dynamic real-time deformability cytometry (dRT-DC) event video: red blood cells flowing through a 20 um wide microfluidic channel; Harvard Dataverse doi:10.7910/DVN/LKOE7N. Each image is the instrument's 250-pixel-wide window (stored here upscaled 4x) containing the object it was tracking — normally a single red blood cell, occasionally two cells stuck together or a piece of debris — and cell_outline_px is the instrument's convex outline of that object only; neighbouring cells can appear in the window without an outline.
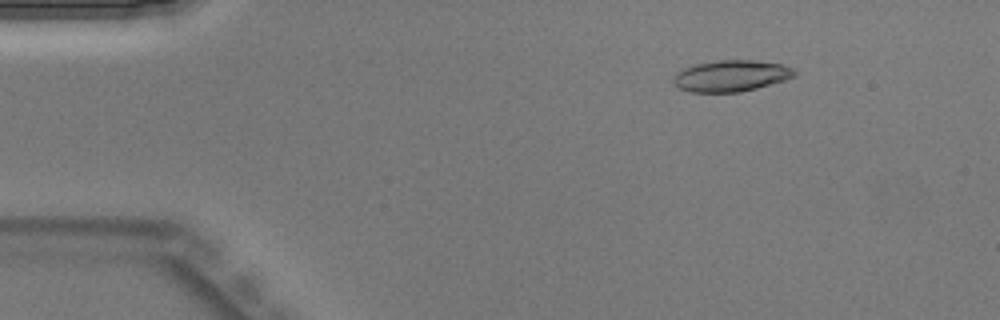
{"species": "Egyptian fruit bat (a non-hibernating species)", "species_latin": "Rousettus aegyptiacus", "temperature_condition": "warm", "stored_images_in_passage": 44, "camera_frame_rate_fps": 3000, "um_per_image_px": 0.085, "animal": {"sex": "male"}, "frame": {"image": 1, "passage_image": 6, "time_ms": 1.667, "image_size_px": [1000, 320], "cell_outline_px": [[796, 76], [784, 80], [756, 88], [740, 92], [692, 92], [680, 88], [672, 80], [684, 68], [696, 64], [716, 60], [752, 60], [780, 64], [792, 68], [796, 72]], "centroid_in_image_um": [62.17, 6.44], "position_along_channel_um": 22.8, "area_um2": 21.73}}
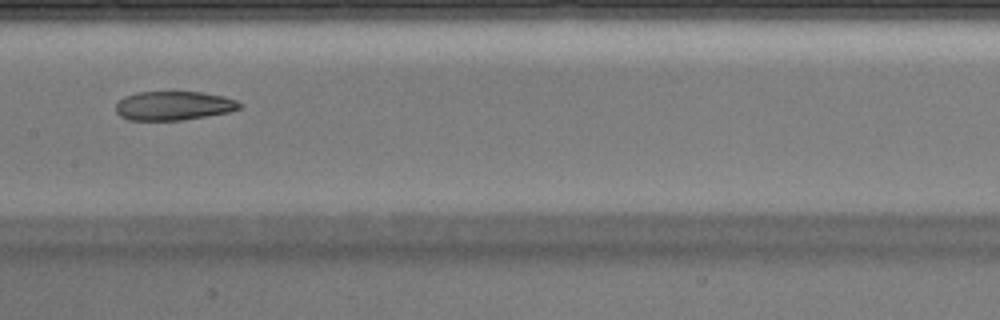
{"frame": {"image": 2, "passage_image": 22, "time_ms": 7.0, "image_size_px": [1000, 320], "cell_outline_px": [[244, 104], [240, 108], [228, 112], [184, 120], [128, 120], [120, 116], [116, 112], [116, 104], [124, 96], [136, 92], [200, 92], [224, 96], [236, 100]], "centroid_in_image_um": [14.76, 8.98], "position_along_channel_um": 192.6, "area_um2": 20.98}}
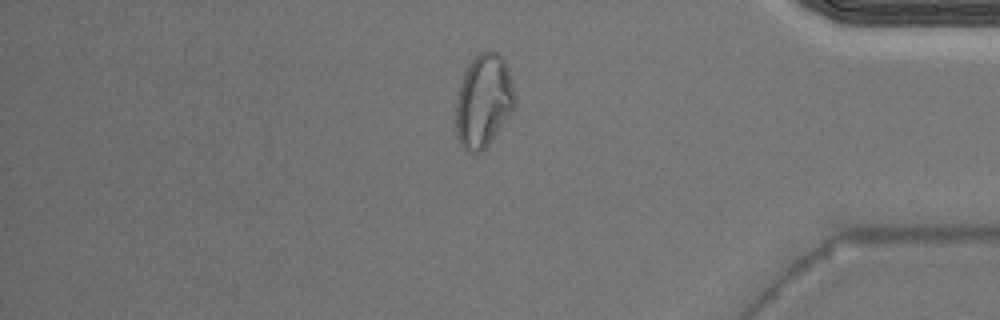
{"frame": {"image": 3, "passage_image": 37, "time_ms": 12.0, "image_size_px": [1000, 320], "cell_outline_px": [[516, 104], [492, 140], [480, 152], [472, 156], [460, 144], [456, 136], [456, 100], [460, 84], [464, 72], [476, 52], [484, 48], [500, 52], [504, 56], [508, 68], [516, 96]], "centroid_in_image_um": [41.1, 8.52], "position_along_channel_um": 394.1, "area_um2": 32.71}}